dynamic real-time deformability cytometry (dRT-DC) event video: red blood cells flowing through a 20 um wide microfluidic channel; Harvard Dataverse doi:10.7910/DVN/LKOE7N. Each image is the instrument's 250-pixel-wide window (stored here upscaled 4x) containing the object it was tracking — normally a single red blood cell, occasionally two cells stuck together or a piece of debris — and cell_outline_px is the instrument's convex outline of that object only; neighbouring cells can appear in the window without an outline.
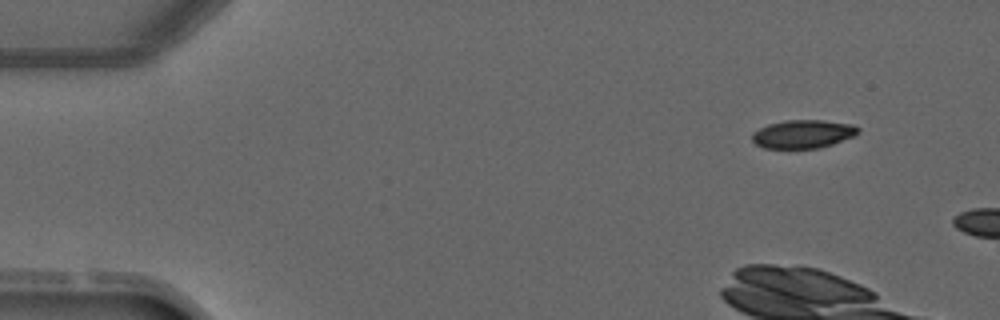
{"species": "common noctule bat (a hibernating species)", "species_latin": "Nyctalus noctula", "temperature_condition": "warm", "stored_images_in_passage": 2, "camera_frame_rate_fps": 3000, "um_per_image_px": 0.085, "animal": {"sex": "male", "forearm_length_mm": 52.5}, "frame": {"image": 1, "passage_image": 1, "time_ms": 0.0, "image_size_px": [1000, 320], "cell_outline_px": [[860, 128], [852, 136], [832, 144], [820, 148], [764, 148], [756, 144], [752, 140], [752, 132], [768, 124], [784, 120], [824, 120], [852, 124]], "centroid_in_image_um": [68.21, 11.38], "position_along_channel_um": 16.8, "area_um2": 17.4}}